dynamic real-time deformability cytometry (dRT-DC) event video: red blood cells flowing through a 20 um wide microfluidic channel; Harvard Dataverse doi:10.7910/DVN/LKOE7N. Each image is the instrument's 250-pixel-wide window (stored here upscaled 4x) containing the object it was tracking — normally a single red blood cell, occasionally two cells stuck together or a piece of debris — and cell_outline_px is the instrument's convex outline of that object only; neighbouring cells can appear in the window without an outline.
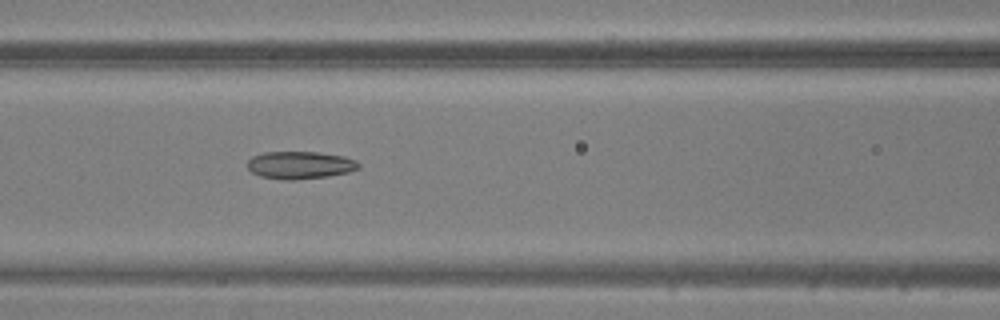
{"species": "common noctule bat (a hibernating species)", "species_latin": "Nyctalus noctula", "temperature_condition": "warm", "stored_images_in_passage": 37, "camera_frame_rate_fps": 3000, "um_per_image_px": 0.085, "animal": {"sex": "male", "body_mass_g": 20.5, "forearm_length_mm": 52.5}, "frame": {"image": 1, "passage_image": 9, "time_ms": 2.667, "image_size_px": [1000, 320], "cell_outline_px": [[360, 168], [348, 172], [328, 176], [296, 180], [288, 180], [260, 176], [252, 172], [248, 168], [248, 160], [252, 156], [264, 152], [320, 152], [344, 156], [356, 160], [360, 164]], "centroid_in_image_um": [25.52, 14.03], "position_along_channel_um": 141.1, "area_um2": 17.92}}
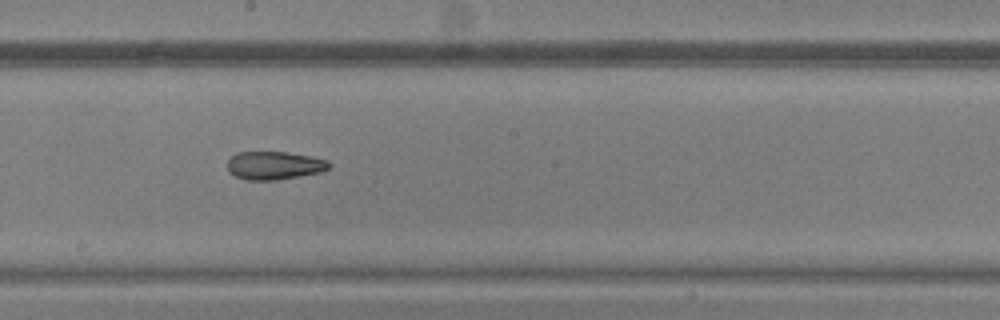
{"frame": {"image": 2, "passage_image": 15, "time_ms": 4.667, "image_size_px": [1000, 320], "cell_outline_px": [[332, 164], [328, 168], [320, 172], [300, 176], [276, 180], [244, 180], [228, 172], [228, 160], [236, 152], [288, 152], [312, 156], [328, 160]], "centroid_in_image_um": [23.32, 14.06], "position_along_channel_um": 224.9, "area_um2": 16.82}}
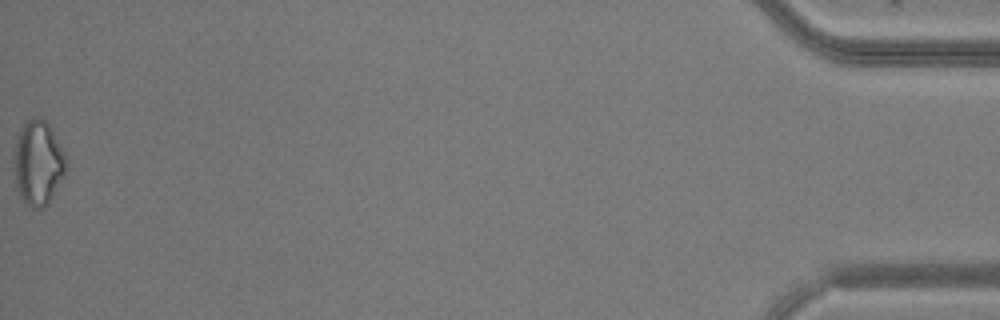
{"frame": {"image": 3, "passage_image": 37, "time_ms": 12.0, "image_size_px": [1000, 320], "cell_outline_px": [[68, 168], [64, 176], [48, 204], [44, 208], [32, 208], [20, 196], [16, 184], [12, 168], [12, 160], [16, 132], [32, 116], [40, 116], [48, 124], [64, 152]], "centroid_in_image_um": [3.2, 13.82], "position_along_channel_um": 432.0, "area_um2": 26.24}}